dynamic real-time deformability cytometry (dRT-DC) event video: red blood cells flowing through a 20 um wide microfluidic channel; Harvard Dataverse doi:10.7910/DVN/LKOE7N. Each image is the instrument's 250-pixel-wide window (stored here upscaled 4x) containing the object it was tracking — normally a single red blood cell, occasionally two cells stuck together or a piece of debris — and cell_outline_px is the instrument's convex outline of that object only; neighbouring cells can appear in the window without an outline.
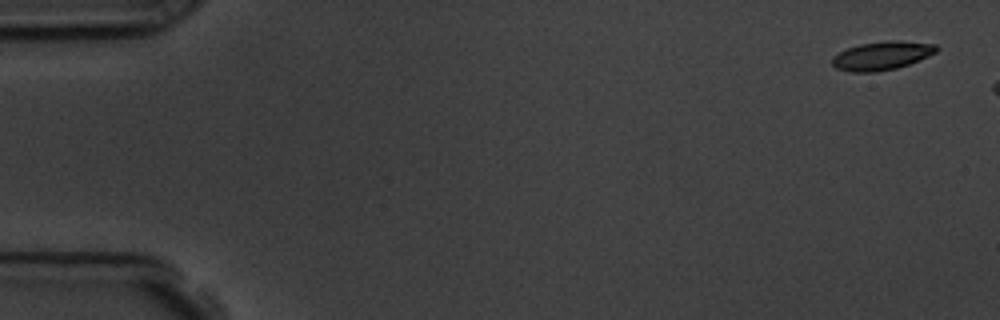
{"species": "common noctule bat (a hibernating species)", "species_latin": "Nyctalus noctula", "temperature_condition": "room temperature", "stored_images_in_passage": 7, "camera_frame_rate_fps": 3000, "um_per_image_px": 0.085, "animal": {"sex": "male", "body_mass_g": 19.5, "forearm_length_mm": 54.6}, "frame": {"image": 1, "passage_image": 1, "time_ms": 0.0, "image_size_px": [1000, 320], "cell_outline_px": [[940, 48], [936, 52], [928, 56], [908, 64], [896, 68], [876, 72], [852, 72], [836, 68], [832, 64], [832, 56], [848, 48], [860, 44], [892, 40], [900, 40], [936, 44]], "centroid_in_image_um": [74.97, 4.73], "position_along_channel_um": 10.0, "area_um2": 17.28}}